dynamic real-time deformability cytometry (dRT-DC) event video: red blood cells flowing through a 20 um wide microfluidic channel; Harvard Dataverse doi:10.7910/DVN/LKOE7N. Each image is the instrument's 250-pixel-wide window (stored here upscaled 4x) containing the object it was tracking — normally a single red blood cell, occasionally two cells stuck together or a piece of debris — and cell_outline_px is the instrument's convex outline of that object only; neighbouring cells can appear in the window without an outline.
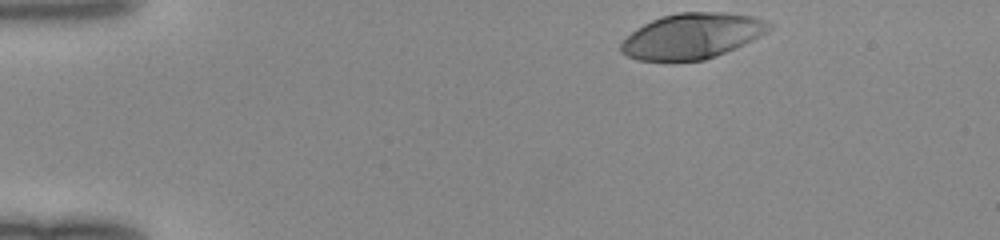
{"species": "human", "species_latin": "Homo sapiens", "temperature_condition": "room temperature", "stored_images_in_passage": 42, "camera_frame_rate_fps": 3000, "um_per_image_px": 0.085, "donor": {"sex": "female"}, "frame": {"image": 1, "passage_image": 1, "time_ms": 0.0, "image_size_px": [1000, 240], "cell_outline_px": [[772, 28], [768, 32], [752, 40], [716, 56], [704, 60], [672, 64], [636, 60], [620, 52], [620, 44], [636, 28], [660, 16], [680, 12], [724, 12], [752, 16], [764, 20], [772, 24]], "centroid_in_image_um": [58.79, 3.1], "position_along_channel_um": 26.2, "area_um2": 40.0}}
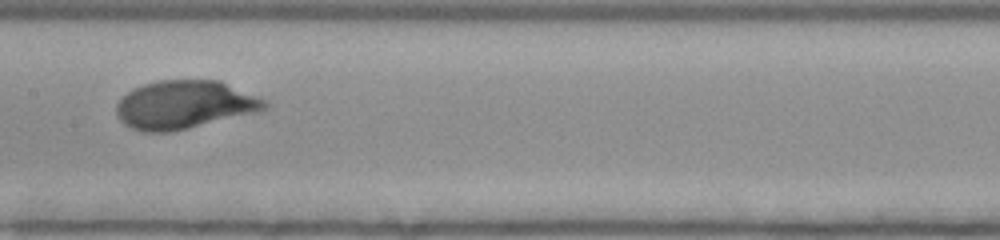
{"frame": {"image": 2, "passage_image": 19, "time_ms": 6.0, "image_size_px": [1000, 240], "cell_outline_px": [[268, 108], [260, 112], [168, 132], [144, 132], [132, 128], [124, 124], [120, 120], [116, 112], [116, 104], [128, 92], [144, 84], [160, 80], [220, 80], [268, 100]], "centroid_in_image_um": [15.73, 8.9], "position_along_channel_um": 191.7, "area_um2": 41.73}}
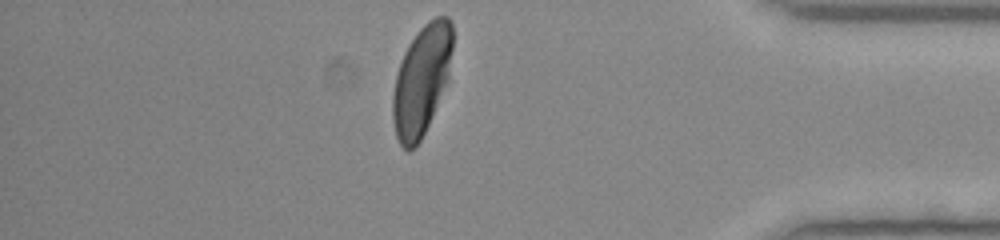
{"frame": {"image": 3, "passage_image": 36, "time_ms": 11.667, "image_size_px": [1000, 240], "cell_outline_px": [[452, 48], [448, 80], [428, 124], [420, 140], [408, 152], [400, 144], [396, 136], [392, 120], [392, 96], [396, 76], [404, 52], [408, 44], [420, 28], [428, 20], [436, 16], [448, 16], [452, 24]], "centroid_in_image_um": [35.82, 6.8], "position_along_channel_um": 399.4, "area_um2": 38.09}}